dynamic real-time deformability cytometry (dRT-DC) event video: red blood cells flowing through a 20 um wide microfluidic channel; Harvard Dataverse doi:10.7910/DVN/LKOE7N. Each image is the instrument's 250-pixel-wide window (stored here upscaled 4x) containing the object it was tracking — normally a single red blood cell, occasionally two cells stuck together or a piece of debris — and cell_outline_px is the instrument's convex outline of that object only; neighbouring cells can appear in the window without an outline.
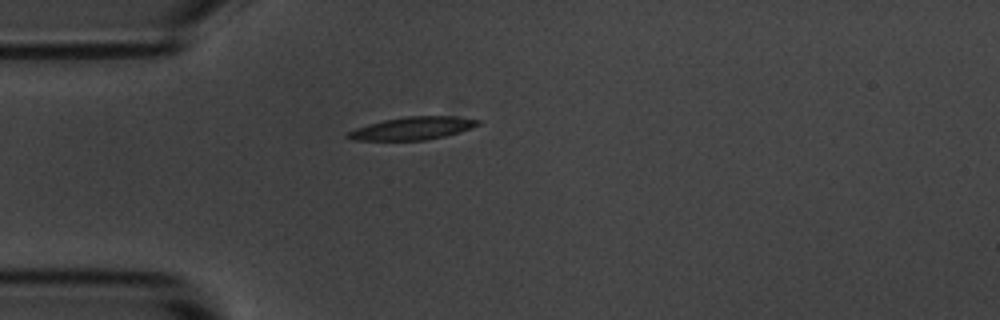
{"species": "common noctule bat (a hibernating species)", "species_latin": "Nyctalus noctula", "temperature_condition": "room temperature", "stored_images_in_passage": 1, "camera_frame_rate_fps": 3000, "um_per_image_px": 0.085, "animal": {"sex": "male", "body_mass_g": 20.1, "forearm_length_mm": 53.5}, "frame": {"image": 1, "passage_image": 1, "time_ms": 0.0, "image_size_px": [1000, 320], "cell_outline_px": [[480, 124], [460, 132], [444, 136], [424, 140], [352, 140], [344, 136], [348, 132], [356, 128], [384, 120], [408, 116], [452, 116], [480, 120]], "centroid_in_image_um": [35.06, 10.91], "position_along_channel_um": 49.9, "area_um2": 17.05}}